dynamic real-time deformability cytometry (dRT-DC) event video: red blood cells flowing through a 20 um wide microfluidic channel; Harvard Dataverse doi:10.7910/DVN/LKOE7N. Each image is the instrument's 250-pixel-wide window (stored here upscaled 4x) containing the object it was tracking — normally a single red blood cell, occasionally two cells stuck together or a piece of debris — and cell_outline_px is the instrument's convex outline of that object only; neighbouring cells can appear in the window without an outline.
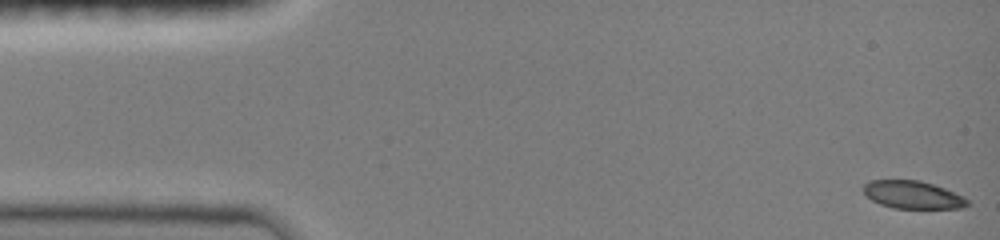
{"species": "common noctule bat (a hibernating species)", "species_latin": "Nyctalus noctula", "temperature_condition": "room temperature", "stored_images_in_passage": 8, "camera_frame_rate_fps": 3000, "um_per_image_px": 0.085, "animal": {"sex": "female", "body_mass_g": 19.0, "forearm_length_mm": 51.5}, "frame": {"image": 1, "passage_image": 1, "time_ms": 0.0, "image_size_px": [1000, 240], "cell_outline_px": [[968, 204], [964, 208], [892, 208], [880, 204], [872, 200], [864, 192], [864, 184], [868, 180], [920, 180], [944, 188], [964, 196], [968, 200]], "centroid_in_image_um": [77.58, 16.55], "position_along_channel_um": 7.4, "area_um2": 16.76}}